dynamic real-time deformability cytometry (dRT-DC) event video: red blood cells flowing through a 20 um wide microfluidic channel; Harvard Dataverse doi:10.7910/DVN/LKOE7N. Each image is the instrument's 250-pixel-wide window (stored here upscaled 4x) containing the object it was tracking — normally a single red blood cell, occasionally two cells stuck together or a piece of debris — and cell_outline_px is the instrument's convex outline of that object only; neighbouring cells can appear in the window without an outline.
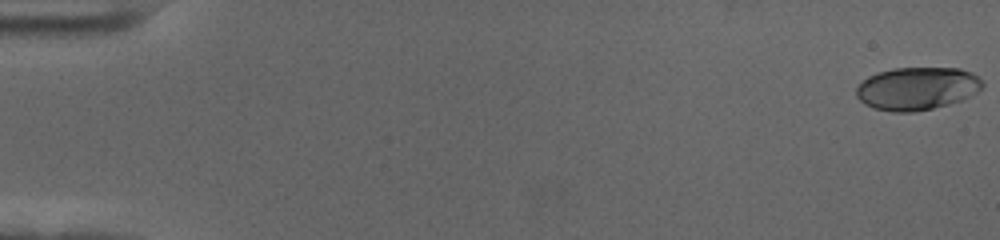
{"species": "human", "species_latin": "Homo sapiens", "temperature_condition": "cold", "stored_images_in_passage": 58, "camera_frame_rate_fps": 3000, "um_per_image_px": 0.085, "donor": {"sex": "female"}, "frame": {"image": 1, "passage_image": 1, "time_ms": 0.0, "image_size_px": [1000, 240], "cell_outline_px": [[984, 84], [976, 92], [960, 100], [948, 104], [932, 108], [912, 112], [892, 112], [872, 108], [864, 104], [856, 96], [856, 88], [868, 76], [876, 72], [896, 68], [960, 68], [972, 72]], "centroid_in_image_um": [77.91, 7.52], "position_along_channel_um": 7.1, "area_um2": 31.39}}
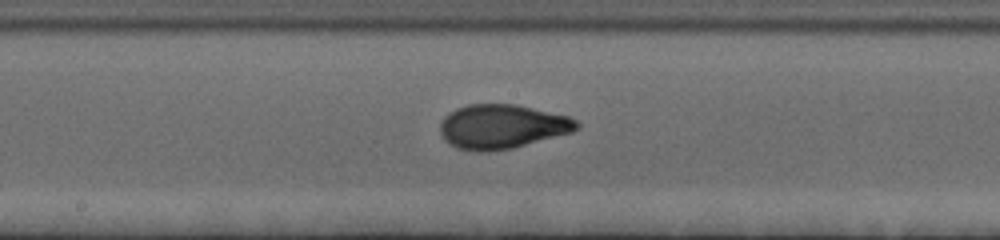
{"frame": {"image": 2, "passage_image": 32, "time_ms": 10.333, "image_size_px": [1000, 240], "cell_outline_px": [[580, 128], [572, 132], [512, 148], [488, 152], [480, 152], [456, 148], [448, 144], [444, 140], [440, 132], [440, 124], [444, 116], [456, 108], [468, 104], [516, 104], [568, 116], [576, 120], [580, 124]], "centroid_in_image_um": [42.65, 10.76], "position_along_channel_um": 205.6, "area_um2": 35.37}}
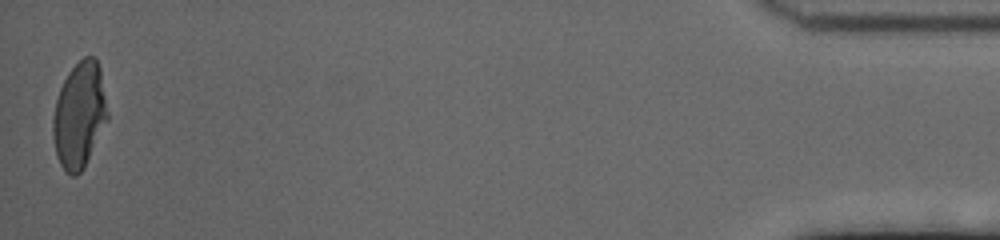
{"frame": {"image": 3, "passage_image": 58, "time_ms": 19.0, "image_size_px": [1000, 240], "cell_outline_px": [[108, 120], [84, 168], [76, 176], [72, 176], [64, 172], [56, 156], [52, 132], [52, 120], [56, 100], [60, 88], [68, 72], [84, 56], [92, 56], [96, 60], [100, 68], [108, 112]], "centroid_in_image_um": [6.74, 9.82], "position_along_channel_um": 428.5, "area_um2": 33.81}, "authors_computed_cell_mechanics": {"area_um2": 33.6107, "velocity_mm_per_s": 3.552, "shape_relaxation_time_tau1_ms": 4.8598, "shape_relaxation_time_tau2_ms": 0.9373, "deformation_change_tau1": 0.2041, "deformation_change_tau2": 0.0662}}